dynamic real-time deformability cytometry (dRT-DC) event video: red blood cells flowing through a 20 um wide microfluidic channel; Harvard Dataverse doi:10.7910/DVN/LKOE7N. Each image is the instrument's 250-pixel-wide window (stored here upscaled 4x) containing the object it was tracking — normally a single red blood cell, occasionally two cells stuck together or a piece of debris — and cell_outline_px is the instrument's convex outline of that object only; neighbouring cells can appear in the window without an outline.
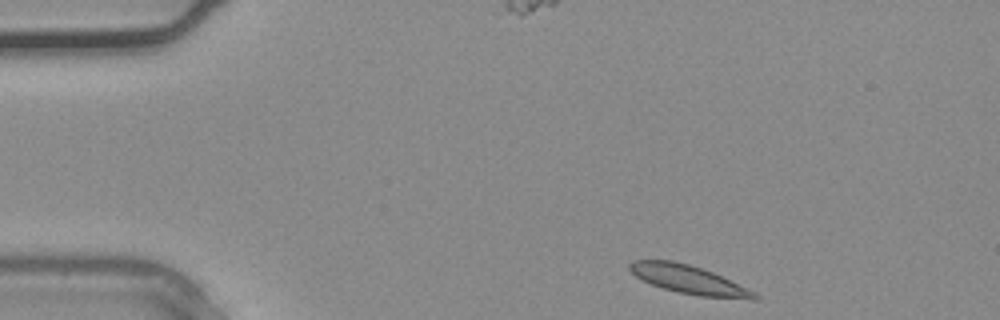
{"species": "common noctule bat (a hibernating species)", "species_latin": "Nyctalus noctula", "temperature_condition": "warm", "stored_images_in_passage": 32, "camera_frame_rate_fps": 3000, "um_per_image_px": 0.085, "animal": {"sex": "male", "body_mass_g": 20.4}, "frame": {"image": 1, "passage_image": 1, "time_ms": 0.0, "image_size_px": [1000, 320], "cell_outline_px": [[760, 296], [756, 300], [752, 300], [700, 296], [676, 292], [652, 284], [636, 276], [628, 268], [628, 264], [632, 260], [672, 260], [688, 264], [712, 272]], "centroid_in_image_um": [58.49, 23.77], "position_along_channel_um": 26.5, "area_um2": 20.29}}
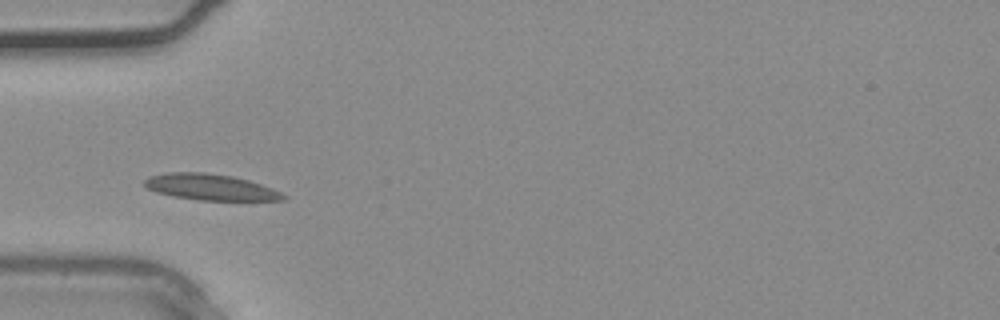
{"frame": {"image": 2, "passage_image": 7, "time_ms": 2.0, "image_size_px": [1000, 320], "cell_outline_px": [[288, 196], [284, 200], [200, 200], [172, 196], [156, 192], [148, 188], [144, 184], [144, 180], [148, 176], [168, 172], [204, 172], [232, 176], [248, 180], [272, 188]], "centroid_in_image_um": [17.87, 15.9], "position_along_channel_um": 67.1, "area_um2": 21.04}}